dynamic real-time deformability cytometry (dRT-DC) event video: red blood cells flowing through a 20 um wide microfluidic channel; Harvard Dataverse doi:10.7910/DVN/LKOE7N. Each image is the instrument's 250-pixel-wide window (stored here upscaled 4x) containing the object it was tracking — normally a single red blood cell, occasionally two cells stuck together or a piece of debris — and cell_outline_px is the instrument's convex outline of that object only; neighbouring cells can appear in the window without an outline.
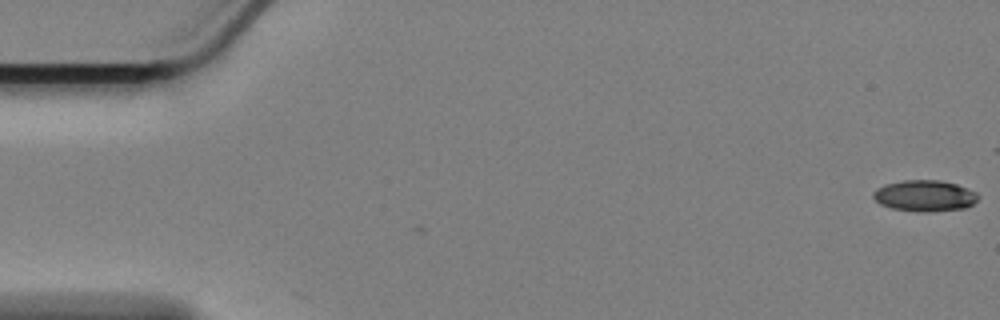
{"species": "Egyptian fruit bat (a non-hibernating species)", "species_latin": "Rousettus aegyptiacus", "temperature_condition": "cold", "stored_images_in_passage": 3, "camera_frame_rate_fps": 3000, "um_per_image_px": 0.085, "animal": {"sex": "female"}, "frame": {"image": 1, "passage_image": 3, "time_ms": 0.667, "image_size_px": [1000, 320], "cell_outline_px": [[980, 196], [972, 204], [964, 208], [928, 212], [920, 212], [892, 208], [880, 204], [872, 196], [872, 192], [876, 188], [884, 184], [904, 180], [940, 180], [956, 184], [976, 192]], "centroid_in_image_um": [78.57, 16.63], "position_along_channel_um": 6.4, "area_um2": 19.07}}